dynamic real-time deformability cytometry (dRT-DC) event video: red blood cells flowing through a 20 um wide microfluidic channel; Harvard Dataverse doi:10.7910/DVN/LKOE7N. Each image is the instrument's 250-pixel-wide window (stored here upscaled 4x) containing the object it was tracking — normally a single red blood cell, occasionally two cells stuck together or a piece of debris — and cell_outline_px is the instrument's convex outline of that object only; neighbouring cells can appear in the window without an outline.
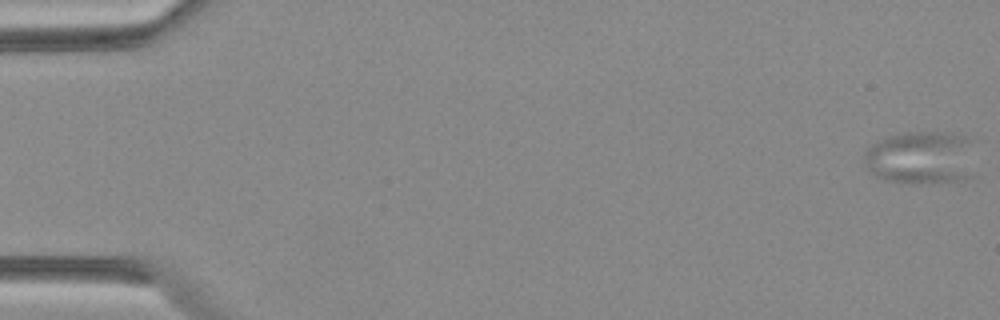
{"species": "Egyptian fruit bat (a non-hibernating species)", "species_latin": "Rousettus aegyptiacus", "temperature_condition": "warm", "stored_images_in_passage": 5, "camera_frame_rate_fps": 3000, "um_per_image_px": 0.085, "animal": {"sex": "female"}, "frame": {"image": 1, "passage_image": 1, "time_ms": 0.0, "image_size_px": [1000, 320], "cell_outline_px": [[976, 176], [964, 180], [932, 184], [920, 184], [884, 180], [876, 176], [868, 168], [864, 160], [864, 152], [872, 144], [880, 140], [892, 136], [908, 132], [952, 132], [968, 136]], "centroid_in_image_um": [78.35, 13.43], "position_along_channel_um": 6.6, "area_um2": 35.08}}